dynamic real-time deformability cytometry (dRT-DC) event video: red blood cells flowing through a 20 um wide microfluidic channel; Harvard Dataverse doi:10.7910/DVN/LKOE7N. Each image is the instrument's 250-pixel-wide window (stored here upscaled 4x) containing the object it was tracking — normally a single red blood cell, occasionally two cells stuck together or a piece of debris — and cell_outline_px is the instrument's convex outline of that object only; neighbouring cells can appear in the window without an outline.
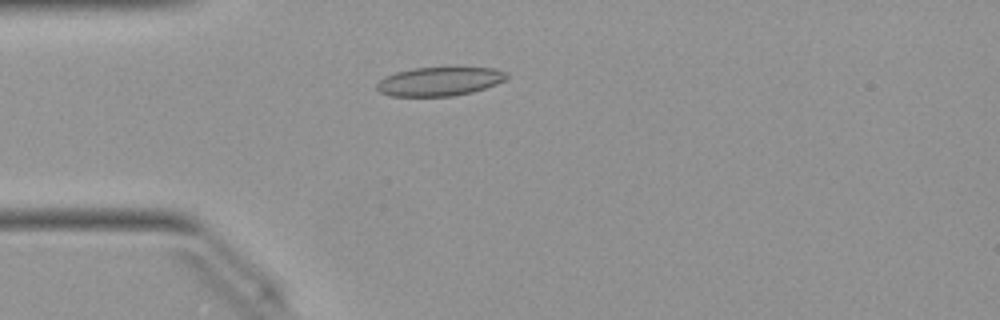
{"species": "Egyptian fruit bat (a non-hibernating species)", "species_latin": "Rousettus aegyptiacus", "temperature_condition": "warm", "stored_images_in_passage": 50, "camera_frame_rate_fps": 3000, "um_per_image_px": 0.085, "animal": {"sex": "female"}, "frame": {"image": 1, "passage_image": 13, "time_ms": 4.0, "image_size_px": [1000, 320], "cell_outline_px": [[508, 76], [504, 80], [496, 84], [472, 92], [452, 96], [388, 96], [380, 92], [376, 88], [376, 84], [384, 76], [396, 72], [412, 68], [456, 64], [492, 68], [508, 72]], "centroid_in_image_um": [37.38, 6.86], "position_along_channel_um": 47.6, "area_um2": 22.89}}
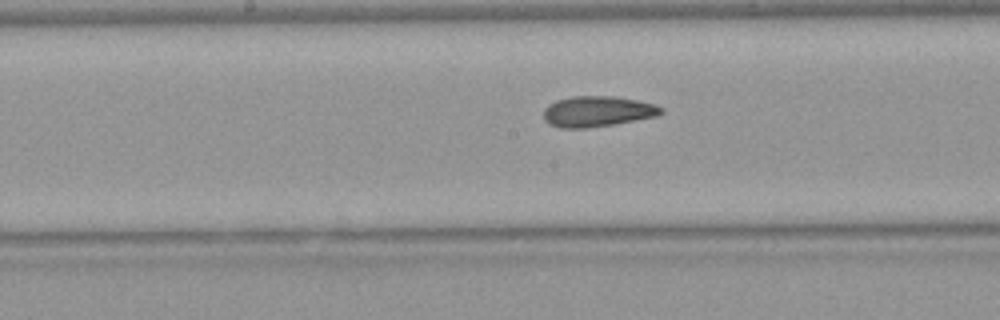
{"frame": {"image": 2, "passage_image": 25, "time_ms": 8.0, "image_size_px": [1000, 320], "cell_outline_px": [[664, 112], [656, 116], [616, 124], [588, 128], [560, 128], [548, 124], [544, 120], [544, 108], [548, 104], [556, 100], [572, 96], [612, 96], [636, 100], [656, 104], [664, 108]], "centroid_in_image_um": [50.77, 9.47], "position_along_channel_um": 197.4, "area_um2": 21.21}}
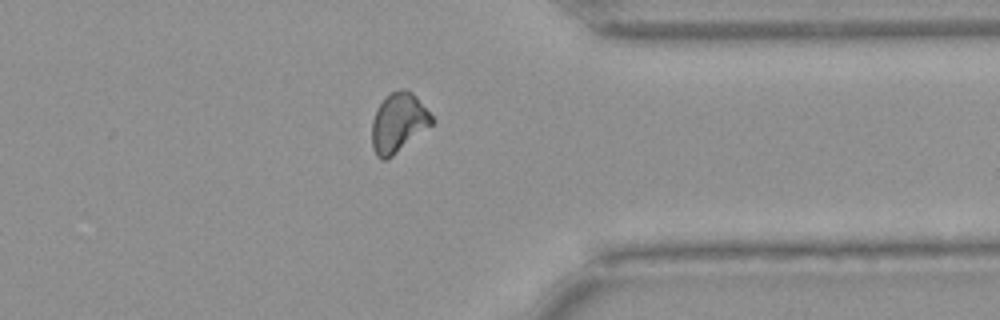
{"frame": {"image": 3, "passage_image": 39, "time_ms": 12.667, "image_size_px": [1000, 320], "cell_outline_px": [[436, 120], [432, 124], [388, 160], [380, 160], [376, 156], [372, 148], [372, 120], [380, 104], [392, 92], [400, 88], [404, 88], [412, 92], [416, 96]], "centroid_in_image_um": [33.87, 10.45], "position_along_channel_um": 377.5, "area_um2": 20.63}, "authors_computed_cell_mechanics": {"area_um2": 20.808, "velocity_mm_per_s": 4.0534, "shape_relaxation_time_tau1_ms": null, "shape_relaxation_time_tau2_ms": 3.0049, "deformation_change_tau1": null, "deformation_change_tau2": 0.0887}}